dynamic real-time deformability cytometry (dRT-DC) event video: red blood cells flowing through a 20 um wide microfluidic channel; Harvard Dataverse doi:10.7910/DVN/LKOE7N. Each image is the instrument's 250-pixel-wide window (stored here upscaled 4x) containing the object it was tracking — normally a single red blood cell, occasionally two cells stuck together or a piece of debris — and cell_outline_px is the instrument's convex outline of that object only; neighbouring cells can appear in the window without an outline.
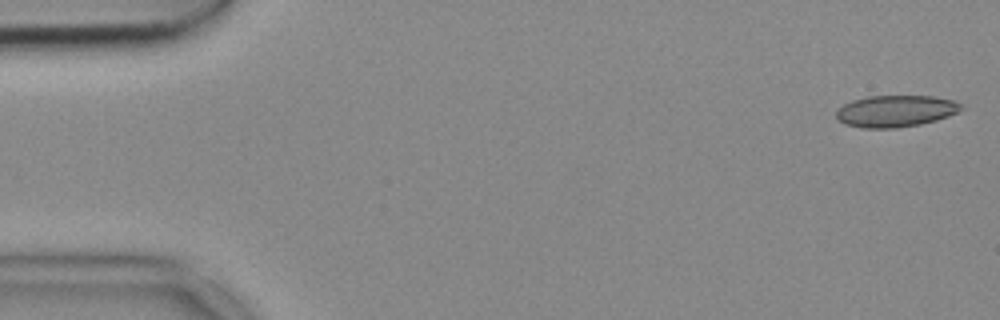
{"species": "common noctule bat (a hibernating species)", "species_latin": "Nyctalus noctula", "temperature_condition": "cold", "stored_images_in_passage": 52, "camera_frame_rate_fps": 3000, "um_per_image_px": 0.085, "animal": {"sex": "female", "body_mass_g": 18.4}, "frame": {"image": 1, "passage_image": 1, "time_ms": 0.0, "image_size_px": [1000, 320], "cell_outline_px": [[964, 108], [948, 116], [936, 120], [920, 124], [896, 128], [860, 128], [844, 124], [836, 120], [836, 112], [844, 104], [852, 100], [868, 96], [932, 96], [952, 100], [960, 104]], "centroid_in_image_um": [76.08, 9.45], "position_along_channel_um": 8.9, "area_um2": 23.06}}
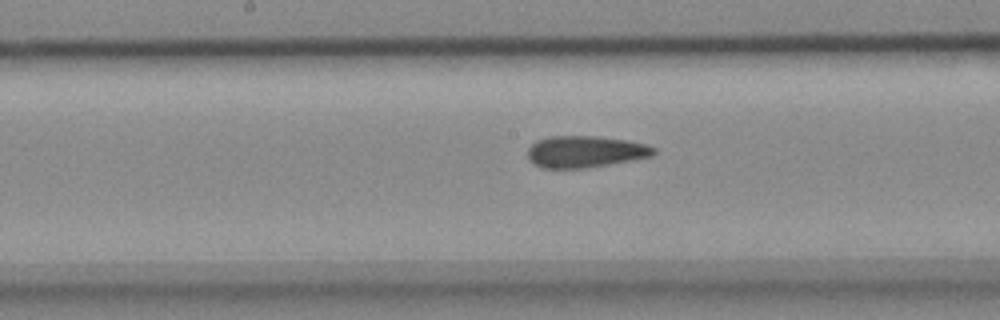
{"frame": {"image": 2, "passage_image": 26, "time_ms": 8.333, "image_size_px": [1000, 320], "cell_outline_px": [[656, 152], [652, 156], [632, 160], [584, 168], [540, 168], [532, 164], [528, 160], [528, 148], [536, 140], [548, 136], [596, 136], [628, 140], [648, 144], [656, 148]], "centroid_in_image_um": [49.73, 12.89], "position_along_channel_um": 198.5, "area_um2": 23.52}}
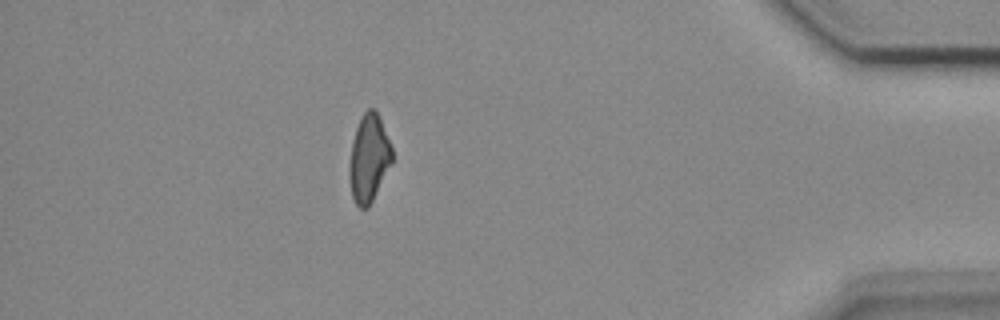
{"frame": {"image": 3, "passage_image": 46, "time_ms": 15.0, "image_size_px": [1000, 320], "cell_outline_px": [[392, 164], [368, 208], [360, 208], [356, 204], [352, 196], [348, 176], [348, 168], [352, 140], [356, 128], [364, 112], [368, 108], [376, 108], [392, 148]], "centroid_in_image_um": [31.34, 13.46], "position_along_channel_um": 403.9, "area_um2": 21.91}}